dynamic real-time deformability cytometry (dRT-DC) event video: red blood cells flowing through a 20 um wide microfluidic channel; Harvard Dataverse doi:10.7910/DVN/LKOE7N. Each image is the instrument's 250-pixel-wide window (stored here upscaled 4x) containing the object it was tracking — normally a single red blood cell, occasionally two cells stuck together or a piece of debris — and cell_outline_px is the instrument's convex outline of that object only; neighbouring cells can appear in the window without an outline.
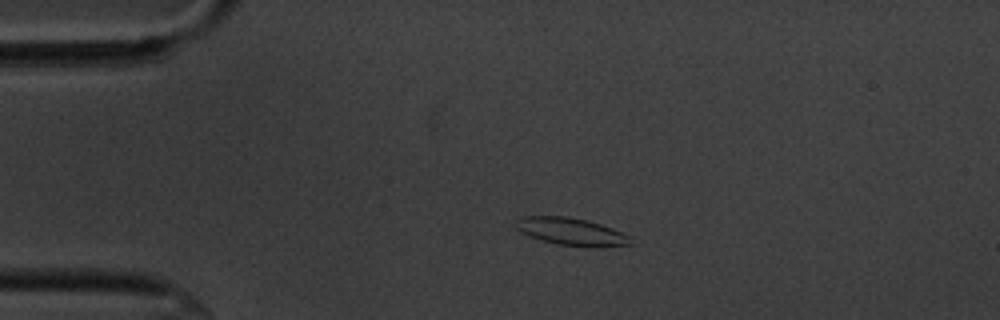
{"species": "common noctule bat (a hibernating species)", "species_latin": "Nyctalus noctula", "temperature_condition": "cold", "stored_images_in_passage": 54, "camera_frame_rate_fps": 3000, "um_per_image_px": 0.085, "animal": {"sex": "male", "body_mass_g": 20.1, "forearm_length_mm": 53.5}, "frame": {"image": 1, "passage_image": 11, "time_ms": 3.333, "image_size_px": [1000, 320], "cell_outline_px": [[632, 244], [560, 244], [528, 236], [520, 232], [516, 228], [516, 220], [524, 216], [564, 216], [588, 220], [612, 228], [632, 236]], "centroid_in_image_um": [48.48, 19.62], "position_along_channel_um": 36.5, "area_um2": 17.4}}
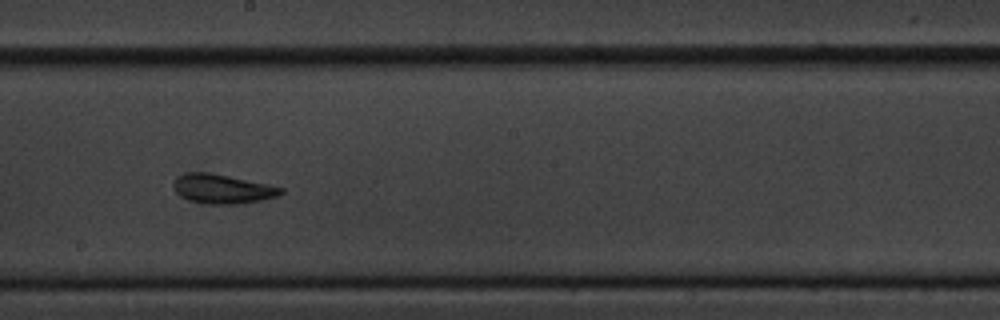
{"frame": {"image": 2, "passage_image": 30, "time_ms": 9.667, "image_size_px": [1000, 320], "cell_outline_px": [[284, 192], [276, 196], [260, 200], [236, 204], [208, 204], [188, 200], [180, 196], [176, 192], [172, 184], [176, 176], [188, 172], [208, 172], [268, 184], [284, 188]], "centroid_in_image_um": [18.86, 16.05], "position_along_channel_um": 229.3, "area_um2": 18.26}}
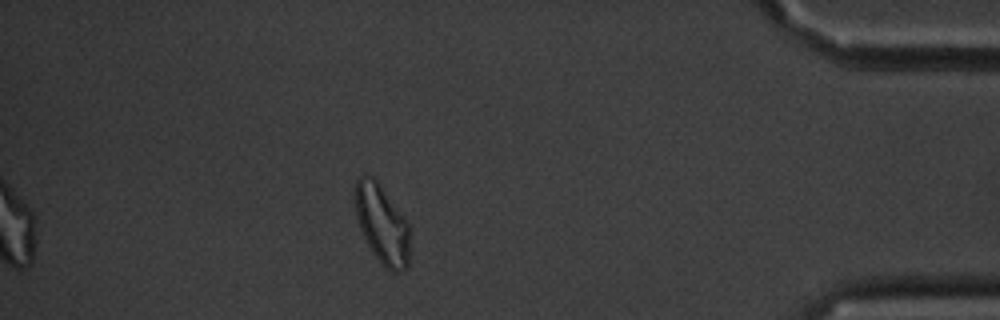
{"frame": {"image": 3, "passage_image": 48, "time_ms": 15.667, "image_size_px": [1000, 320], "cell_outline_px": [[408, 268], [400, 272], [392, 272], [384, 268], [368, 244], [360, 228], [356, 216], [356, 180], [360, 176], [372, 176], [376, 180], [408, 224]], "centroid_in_image_um": [32.47, 19.11], "position_along_channel_um": 402.7, "area_um2": 24.33}, "authors_computed_cell_mechanics": {"area_um2": 18.0336, "velocity_mm_per_s": 3.5911, "shape_relaxation_time_tau1_ms": 3.9329, "shape_relaxation_time_tau2_ms": 4.0289, "deformation_change_tau1": 0.1361, "deformation_change_tau2": 0.1266}}